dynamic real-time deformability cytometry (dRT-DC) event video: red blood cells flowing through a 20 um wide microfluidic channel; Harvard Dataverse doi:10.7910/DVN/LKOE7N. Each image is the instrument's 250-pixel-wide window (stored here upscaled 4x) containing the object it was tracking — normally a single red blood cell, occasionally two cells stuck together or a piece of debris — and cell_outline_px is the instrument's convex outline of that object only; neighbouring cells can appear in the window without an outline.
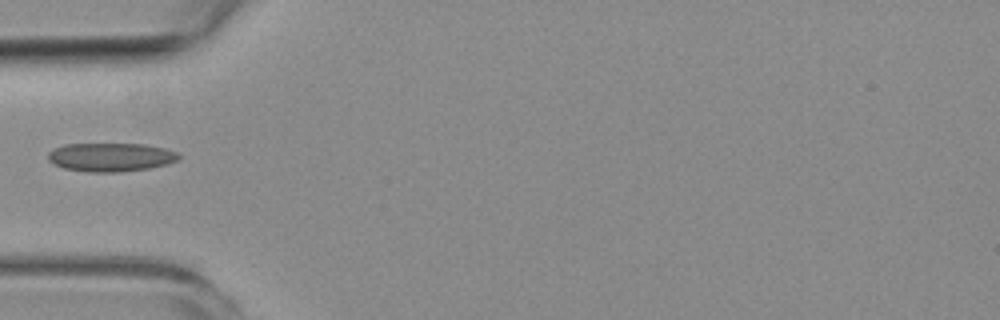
{"species": "common noctule bat (a hibernating species)", "species_latin": "Nyctalus noctula", "temperature_condition": "room temperature", "stored_images_in_passage": 2, "camera_frame_rate_fps": 3000, "um_per_image_px": 0.085, "animal": {"sex": "female", "body_mass_g": 19.3, "forearm_length_mm": 54.1}, "frame": {"image": 1, "passage_image": 1, "time_ms": 0.0, "image_size_px": [1000, 320], "cell_outline_px": [[180, 156], [176, 160], [168, 164], [148, 168], [120, 172], [88, 172], [64, 168], [48, 160], [48, 152], [64, 144], [144, 144], [164, 148], [176, 152]], "centroid_in_image_um": [9.41, 13.36], "position_along_channel_um": 75.6, "area_um2": 21.62}}
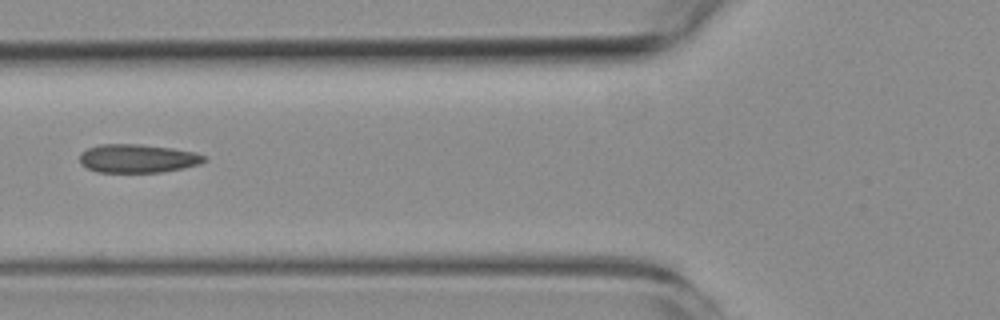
{"frame": {"image": 2, "passage_image": 2, "time_ms": 1.0, "image_size_px": [1000, 320], "cell_outline_px": [[208, 160], [200, 164], [184, 168], [160, 172], [96, 172], [80, 164], [80, 152], [88, 148], [100, 144], [140, 144], [172, 148], [196, 152], [208, 156]], "centroid_in_image_um": [11.73, 13.46], "position_along_channel_um": 114.1, "area_um2": 20.92}}